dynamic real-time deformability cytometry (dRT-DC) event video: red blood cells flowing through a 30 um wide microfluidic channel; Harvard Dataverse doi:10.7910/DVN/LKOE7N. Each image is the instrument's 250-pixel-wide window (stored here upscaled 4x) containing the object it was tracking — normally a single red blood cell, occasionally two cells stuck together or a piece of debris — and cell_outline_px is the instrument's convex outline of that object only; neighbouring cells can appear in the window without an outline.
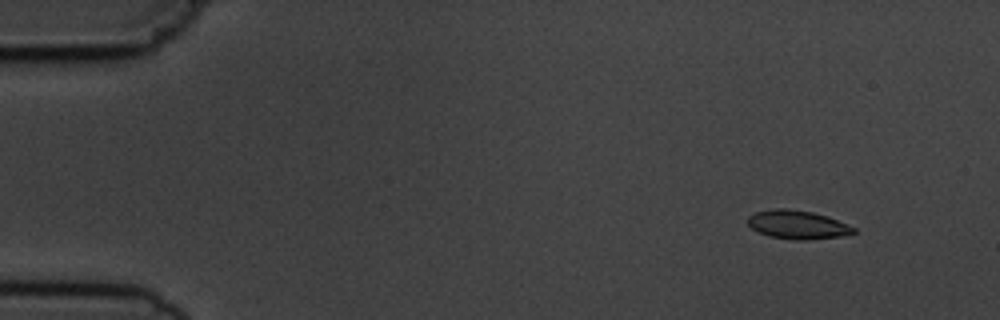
{"species": "common noctule bat (a hibernating species)", "species_latin": "Nyctalus noctula", "temperature_condition": "cold", "stored_images_in_passage": 5, "camera_frame_rate_fps": 3000, "um_per_image_px": 0.085, "animal": {"sex": "male", "body_mass_g": 19.5, "forearm_length_mm": 54.6}, "frame": {"image": 1, "passage_image": 1, "time_ms": 0.0, "image_size_px": [1000, 320], "cell_outline_px": [[856, 232], [840, 236], [804, 240], [792, 240], [768, 236], [752, 228], [748, 224], [748, 216], [756, 212], [776, 208], [788, 208], [812, 212], [828, 216], [856, 228]], "centroid_in_image_um": [67.78, 19.09], "position_along_channel_um": 17.2, "area_um2": 17.57}}
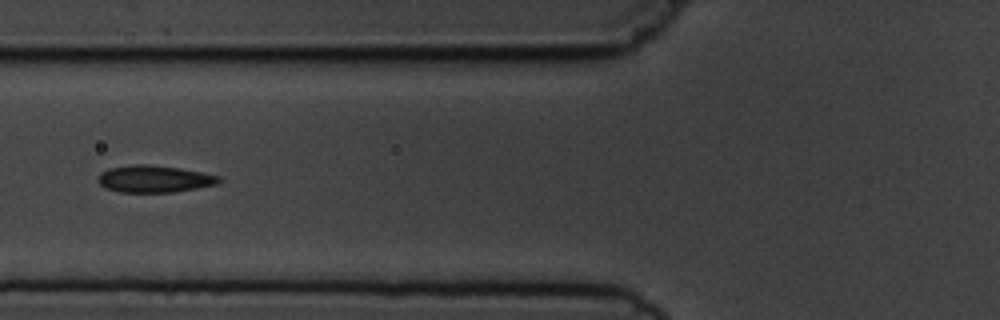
{"frame": {"image": 2, "passage_image": 5, "time_ms": 5.333, "image_size_px": [1000, 320], "cell_outline_px": [[220, 180], [216, 184], [196, 188], [172, 192], [120, 192], [108, 188], [100, 184], [100, 172], [108, 168], [132, 164], [148, 164], [180, 168], [220, 176]], "centroid_in_image_um": [13.11, 15.19], "position_along_channel_um": 112.7, "area_um2": 18.79}}